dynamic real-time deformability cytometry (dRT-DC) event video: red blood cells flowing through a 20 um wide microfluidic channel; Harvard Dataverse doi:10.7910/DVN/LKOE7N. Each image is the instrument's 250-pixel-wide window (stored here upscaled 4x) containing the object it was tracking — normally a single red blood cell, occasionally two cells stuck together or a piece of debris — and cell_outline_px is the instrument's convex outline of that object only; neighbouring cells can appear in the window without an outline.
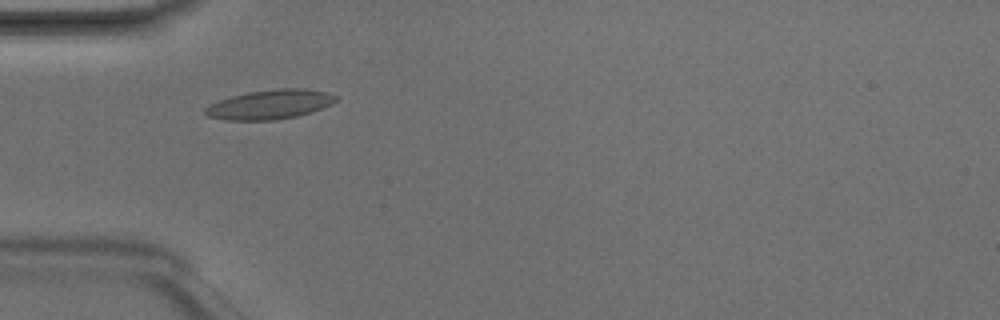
{"species": "Egyptian fruit bat (a non-hibernating species)", "species_latin": "Rousettus aegyptiacus", "temperature_condition": "room temperature", "stored_images_in_passage": 5, "camera_frame_rate_fps": 3000, "um_per_image_px": 0.085, "animal": {"sex": "male"}, "frame": {"image": 1, "passage_image": 2, "time_ms": 0.333, "image_size_px": [1000, 320], "cell_outline_px": [[336, 100], [332, 104], [312, 112], [296, 116], [276, 120], [224, 120], [208, 116], [204, 112], [204, 108], [208, 104], [232, 96], [248, 92], [276, 88], [300, 88], [328, 92], [336, 96]], "centroid_in_image_um": [22.93, 8.88], "position_along_channel_um": 62.1, "area_um2": 22.43}}
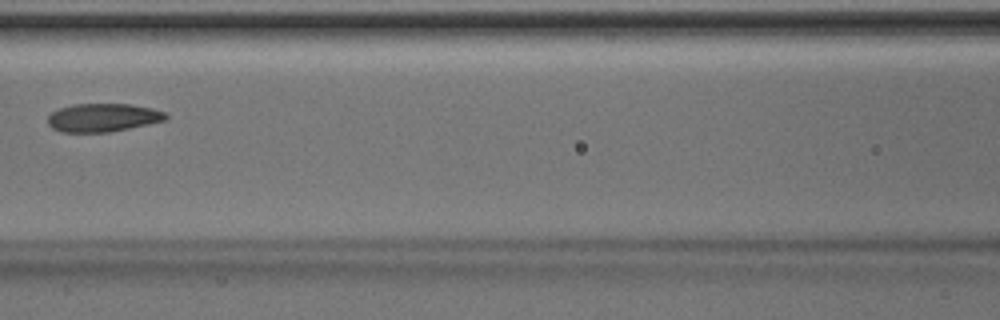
{"frame": {"image": 2, "passage_image": 4, "time_ms": 1.0, "image_size_px": [1000, 320], "cell_outline_px": [[168, 120], [112, 132], [60, 132], [52, 128], [48, 124], [48, 116], [52, 112], [60, 108], [72, 104], [132, 104], [152, 108], [164, 112], [168, 116]], "centroid_in_image_um": [8.77, 10.0], "position_along_channel_um": 157.8, "area_um2": 19.65}}
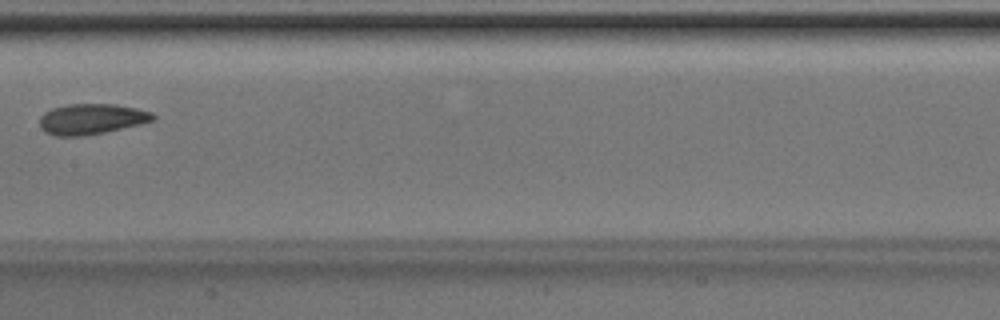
{"frame": {"image": 3, "passage_image": 5, "time_ms": 1.333, "image_size_px": [1000, 320], "cell_outline_px": [[156, 120], [140, 124], [104, 132], [84, 136], [56, 136], [44, 132], [40, 128], [40, 116], [44, 112], [52, 108], [68, 104], [116, 104], [136, 108], [152, 112], [156, 116]], "centroid_in_image_um": [7.77, 10.11], "position_along_channel_um": 199.6, "area_um2": 20.35}}